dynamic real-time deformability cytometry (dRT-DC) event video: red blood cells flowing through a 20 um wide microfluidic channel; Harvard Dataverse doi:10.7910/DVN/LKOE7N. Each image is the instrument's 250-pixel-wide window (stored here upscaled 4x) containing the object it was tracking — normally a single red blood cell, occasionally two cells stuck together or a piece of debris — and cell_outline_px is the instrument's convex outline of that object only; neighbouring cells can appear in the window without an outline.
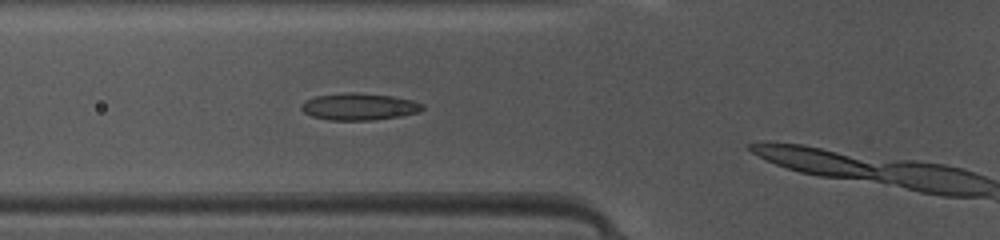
{"species": "common noctule bat (a hibernating species)", "species_latin": "Nyctalus noctula", "temperature_condition": "warm", "stored_images_in_passage": 9, "camera_frame_rate_fps": 3000, "um_per_image_px": 0.085, "animal": {"sex": "female", "body_mass_g": 10.0, "forearm_length_mm": 53.1}, "frame": {"image": 1, "passage_image": 6, "time_ms": 1.667, "image_size_px": [1000, 240], "cell_outline_px": [[424, 108], [420, 112], [400, 116], [372, 120], [328, 120], [312, 116], [304, 112], [300, 108], [300, 104], [304, 100], [316, 96], [348, 92], [356, 92], [392, 96], [412, 100], [424, 104]], "centroid_in_image_um": [30.51, 9.06], "position_along_channel_um": 95.3, "area_um2": 19.13}}